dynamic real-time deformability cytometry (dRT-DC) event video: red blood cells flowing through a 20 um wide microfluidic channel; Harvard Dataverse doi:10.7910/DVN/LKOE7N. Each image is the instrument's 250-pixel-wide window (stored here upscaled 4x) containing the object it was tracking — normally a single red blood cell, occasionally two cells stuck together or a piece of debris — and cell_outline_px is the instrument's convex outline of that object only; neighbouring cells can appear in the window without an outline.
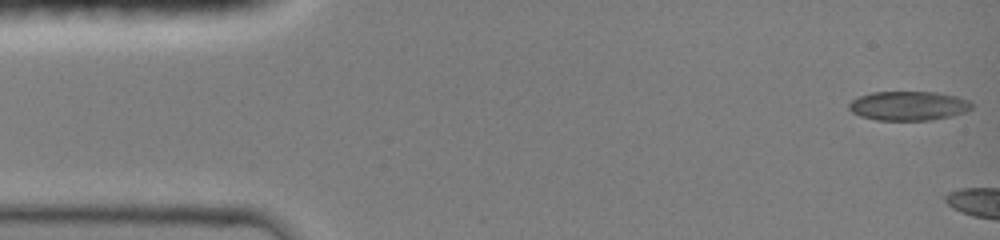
{"species": "common noctule bat (a hibernating species)", "species_latin": "Nyctalus noctula", "temperature_condition": "room temperature", "stored_images_in_passage": 5, "camera_frame_rate_fps": 3000, "um_per_image_px": 0.085, "animal": {"sex": "female", "body_mass_g": 19.0, "forearm_length_mm": 51.5}, "frame": {"image": 1, "passage_image": 1, "time_ms": 0.0, "image_size_px": [1000, 240], "cell_outline_px": [[976, 104], [972, 108], [964, 112], [952, 116], [932, 120], [876, 120], [860, 116], [852, 112], [848, 108], [848, 104], [852, 100], [860, 96], [872, 92], [936, 92], [956, 96], [968, 100]], "centroid_in_image_um": [77.24, 9.0], "position_along_channel_um": 7.8, "area_um2": 21.04}}